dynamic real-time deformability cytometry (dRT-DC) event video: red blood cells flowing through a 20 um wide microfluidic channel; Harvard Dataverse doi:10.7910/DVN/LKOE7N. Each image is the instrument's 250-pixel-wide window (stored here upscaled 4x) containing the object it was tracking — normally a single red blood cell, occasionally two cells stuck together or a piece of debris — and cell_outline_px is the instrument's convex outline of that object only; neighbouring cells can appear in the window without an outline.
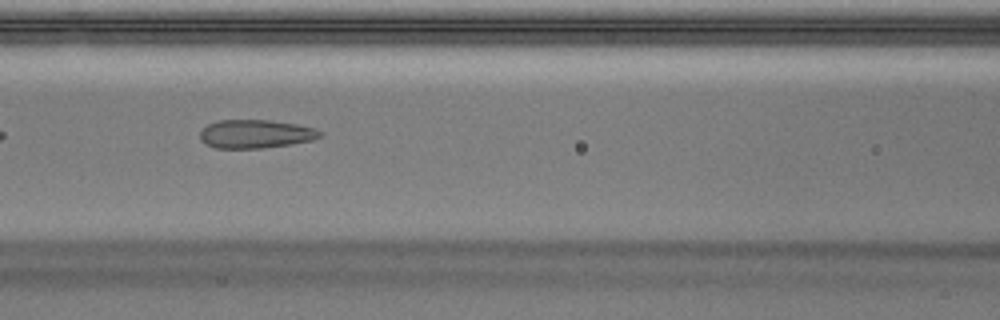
{"species": "Egyptian fruit bat (a non-hibernating species)", "species_latin": "Rousettus aegyptiacus", "temperature_condition": "warm", "stored_images_in_passage": 34, "segment_of_instrument_passage": [1, 2], "camera_frame_rate_fps": 3000, "um_per_image_px": 0.085, "animal": {"sex": "male"}, "frame": {"image": 1, "passage_image": 6, "time_ms": 1.667, "image_size_px": [1000, 320], "cell_outline_px": [[324, 132], [320, 136], [312, 140], [264, 148], [216, 148], [204, 144], [200, 140], [200, 132], [208, 124], [220, 120], [268, 120], [296, 124], [316, 128]], "centroid_in_image_um": [21.71, 11.38], "position_along_channel_um": 144.9, "area_um2": 19.88}}